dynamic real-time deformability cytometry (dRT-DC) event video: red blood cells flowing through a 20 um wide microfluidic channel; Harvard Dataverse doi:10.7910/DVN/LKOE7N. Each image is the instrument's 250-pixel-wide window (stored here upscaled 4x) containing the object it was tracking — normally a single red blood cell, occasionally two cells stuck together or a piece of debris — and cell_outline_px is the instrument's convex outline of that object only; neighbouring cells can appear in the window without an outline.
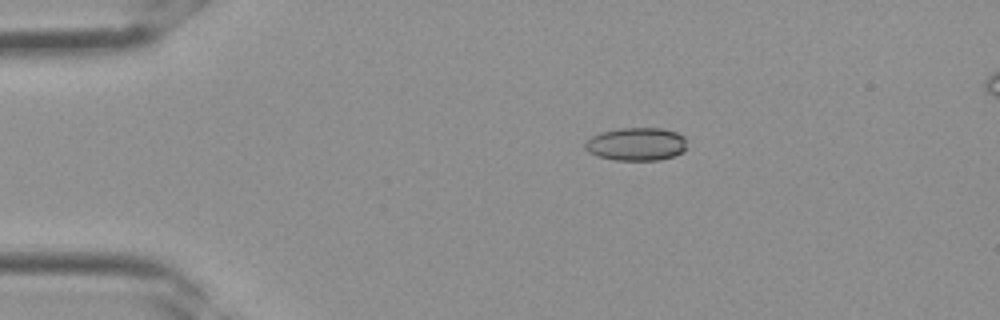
{"species": "Egyptian fruit bat (a non-hibernating species)", "species_latin": "Rousettus aegyptiacus", "temperature_condition": "room temperature", "stored_images_in_passage": 29, "camera_frame_rate_fps": 3000, "um_per_image_px": 0.085, "frame": {"image": 1, "passage_image": 1, "time_ms": 0.0, "image_size_px": [1000, 320], "cell_outline_px": [[688, 148], [684, 152], [660, 160], [616, 160], [596, 156], [588, 152], [584, 148], [584, 144], [592, 136], [600, 132], [620, 128], [660, 128], [676, 132], [684, 136]], "centroid_in_image_um": [54.1, 12.25], "position_along_channel_um": 30.9, "area_um2": 19.83}}
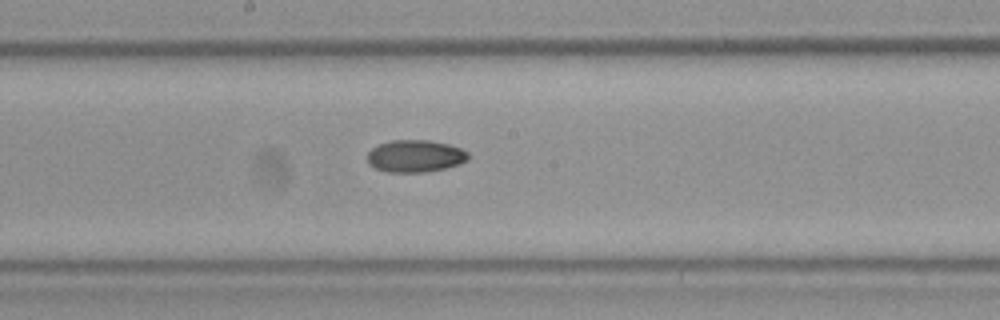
{"frame": {"image": 2, "passage_image": 13, "time_ms": 4.0, "image_size_px": [1000, 320], "cell_outline_px": [[468, 160], [460, 164], [444, 168], [424, 172], [388, 172], [376, 168], [368, 164], [368, 152], [372, 148], [380, 144], [392, 140], [428, 140], [448, 144], [460, 148], [468, 152]], "centroid_in_image_um": [35.3, 13.26], "position_along_channel_um": 212.9, "area_um2": 18.84}}
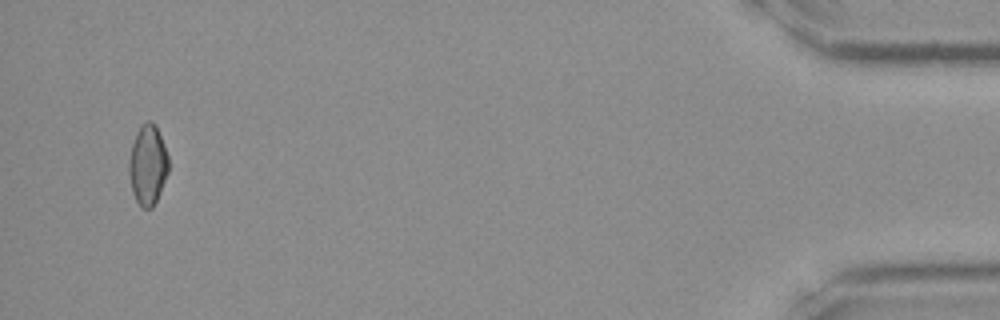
{"frame": {"image": 3, "passage_image": 28, "time_ms": 9.0, "image_size_px": [1000, 320], "cell_outline_px": [[168, 172], [160, 192], [152, 208], [140, 208], [132, 192], [128, 172], [128, 160], [132, 144], [136, 132], [140, 124], [148, 120], [156, 128], [160, 136], [168, 156]], "centroid_in_image_um": [12.53, 14.04], "position_along_channel_um": 422.7, "area_um2": 18.38}}